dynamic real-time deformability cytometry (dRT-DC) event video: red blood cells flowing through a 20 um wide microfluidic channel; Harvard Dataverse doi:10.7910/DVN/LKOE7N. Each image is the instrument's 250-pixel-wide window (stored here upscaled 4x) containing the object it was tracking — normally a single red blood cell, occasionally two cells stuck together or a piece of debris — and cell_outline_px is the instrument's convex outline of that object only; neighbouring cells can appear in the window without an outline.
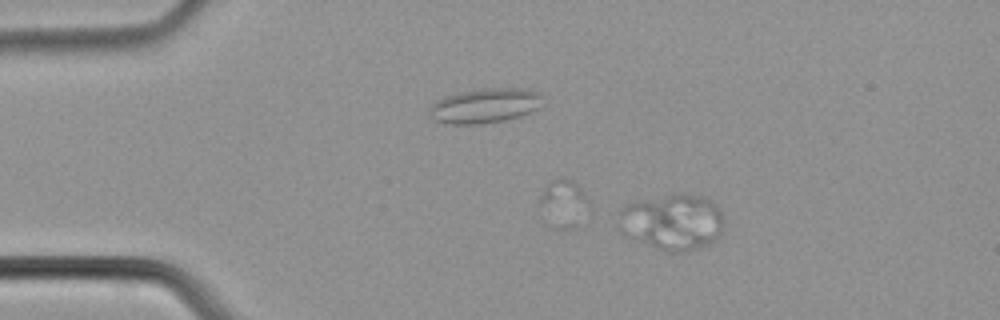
{"species": "common noctule bat (a hibernating species)", "species_latin": "Nyctalus noctula", "temperature_condition": "cold", "stored_images_in_passage": 9, "camera_frame_rate_fps": 3000, "um_per_image_px": 0.085, "animal": {"sex": "male", "body_mass_g": 21.5, "forearm_length_mm": 52.0}, "frame": {"image": 1, "passage_image": 9, "time_ms": 2.667, "image_size_px": [1000, 320], "cell_outline_px": [[724, 220], [720, 236], [716, 240], [708, 244], [684, 252], [668, 252], [656, 248], [624, 236], [616, 228], [616, 212], [620, 208], [636, 200], [672, 192], [680, 192], [704, 196], [712, 200], [720, 208], [724, 216]], "centroid_in_image_um": [57.09, 18.82], "position_along_channel_um": 27.9, "area_um2": 35.89}}